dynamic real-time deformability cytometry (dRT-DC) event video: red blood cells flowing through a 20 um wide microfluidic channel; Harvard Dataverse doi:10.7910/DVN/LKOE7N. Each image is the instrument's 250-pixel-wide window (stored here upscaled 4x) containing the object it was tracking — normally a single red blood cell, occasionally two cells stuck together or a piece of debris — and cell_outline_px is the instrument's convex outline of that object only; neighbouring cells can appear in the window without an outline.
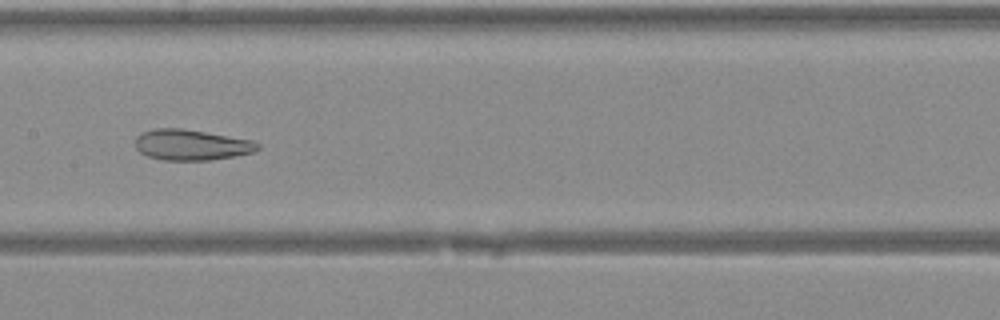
{"species": "Egyptian fruit bat (a non-hibernating species)", "species_latin": "Rousettus aegyptiacus", "temperature_condition": "warm", "stored_images_in_passage": 15, "camera_frame_rate_fps": 3000, "um_per_image_px": 0.085, "animal": {"sex": "female"}, "frame": {"image": 1, "passage_image": 10, "time_ms": 3.0, "image_size_px": [1000, 320], "cell_outline_px": [[260, 148], [252, 152], [236, 156], [208, 160], [164, 160], [148, 156], [140, 152], [136, 148], [136, 136], [140, 132], [156, 128], [180, 128], [252, 140], [260, 144]], "centroid_in_image_um": [16.25, 12.31], "position_along_channel_um": 191.2, "area_um2": 21.79}}
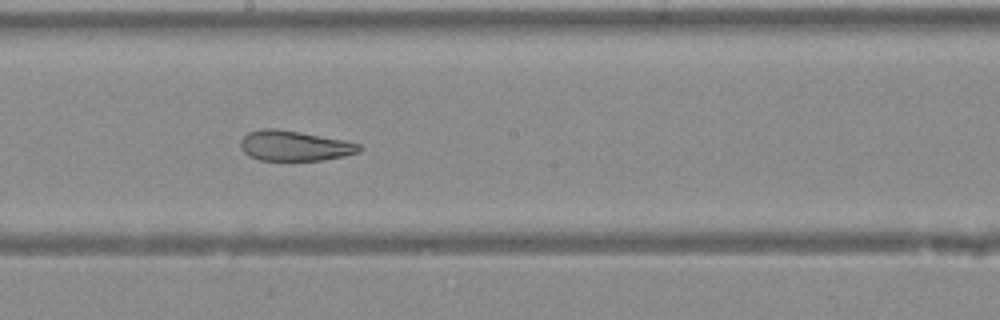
{"frame": {"image": 2, "passage_image": 12, "time_ms": 3.667, "image_size_px": [1000, 320], "cell_outline_px": [[364, 148], [360, 152], [344, 156], [324, 160], [260, 160], [244, 152], [240, 148], [240, 140], [248, 132], [264, 128], [276, 128], [300, 132], [344, 140], [360, 144]], "centroid_in_image_um": [25.05, 12.39], "position_along_channel_um": 223.1, "area_um2": 20.92}}
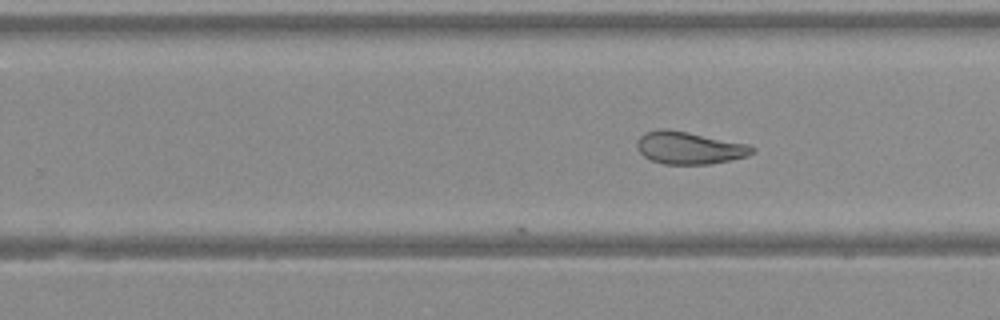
{"frame": {"image": 3, "passage_image": 15, "time_ms": 4.667, "image_size_px": [1000, 320], "cell_outline_px": [[756, 152], [748, 156], [708, 164], [664, 164], [652, 160], [644, 156], [636, 148], [636, 144], [640, 136], [644, 132], [660, 128], [668, 128], [748, 144], [756, 148]], "centroid_in_image_um": [58.58, 12.55], "position_along_channel_um": 271.2, "area_um2": 21.85}}